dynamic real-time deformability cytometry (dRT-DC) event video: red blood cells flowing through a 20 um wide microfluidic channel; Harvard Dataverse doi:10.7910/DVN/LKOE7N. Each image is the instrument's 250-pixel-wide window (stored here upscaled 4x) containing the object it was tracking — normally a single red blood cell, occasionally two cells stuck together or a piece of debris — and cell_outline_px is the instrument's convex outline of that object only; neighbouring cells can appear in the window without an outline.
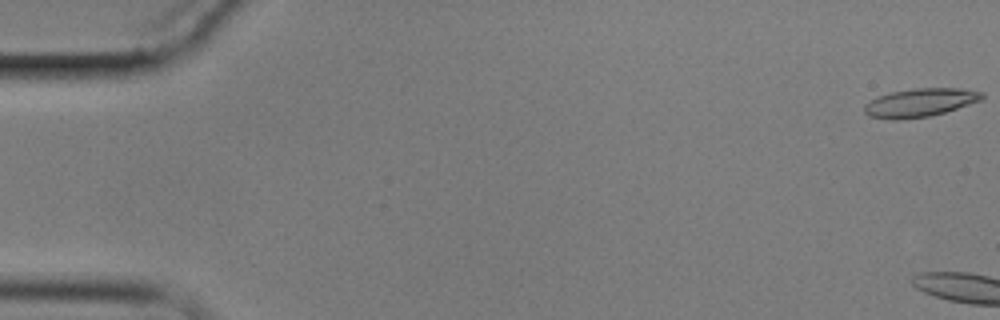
{"species": "common noctule bat (a hibernating species)", "species_latin": "Nyctalus noctula", "temperature_condition": "cold", "stored_images_in_passage": 4, "camera_frame_rate_fps": 3000, "um_per_image_px": 0.085, "animal": {"sex": "male", "body_mass_g": 17.9}, "frame": {"image": 1, "passage_image": 1, "time_ms": 0.0, "image_size_px": [1000, 320], "cell_outline_px": [[984, 96], [980, 100], [944, 112], [928, 116], [896, 120], [892, 120], [868, 116], [864, 112], [864, 104], [880, 96], [892, 92], [916, 88], [960, 88], [984, 92]], "centroid_in_image_um": [78.19, 8.72], "position_along_channel_um": 6.8, "area_um2": 19.19}}